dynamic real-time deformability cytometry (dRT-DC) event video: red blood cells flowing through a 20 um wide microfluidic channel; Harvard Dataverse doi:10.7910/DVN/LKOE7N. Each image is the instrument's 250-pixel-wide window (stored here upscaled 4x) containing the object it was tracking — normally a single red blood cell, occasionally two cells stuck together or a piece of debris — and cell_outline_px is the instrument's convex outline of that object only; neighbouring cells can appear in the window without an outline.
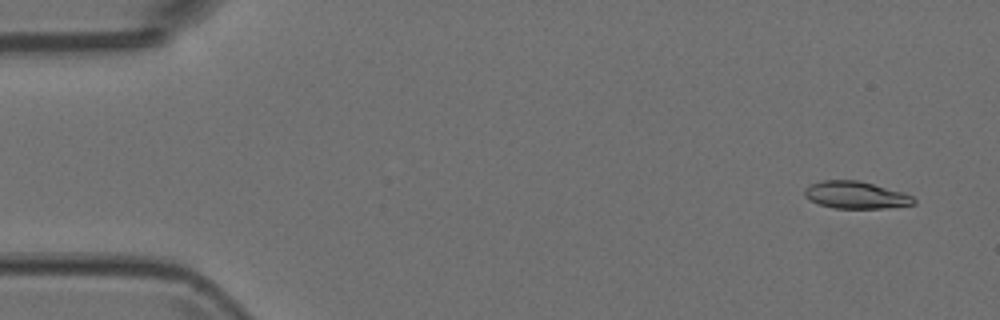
{"species": "Egyptian fruit bat (a non-hibernating species)", "species_latin": "Rousettus aegyptiacus", "temperature_condition": "room temperature", "stored_images_in_passage": 5, "camera_frame_rate_fps": 3000, "um_per_image_px": 0.085, "animal": {"sex": "female"}, "frame": {"image": 1, "passage_image": 1, "time_ms": 0.0, "image_size_px": [1000, 320], "cell_outline_px": [[916, 204], [884, 208], [836, 208], [820, 204], [804, 196], [804, 188], [812, 184], [824, 180], [856, 180], [904, 192], [912, 196], [916, 200]], "centroid_in_image_um": [72.77, 16.58], "position_along_channel_um": 12.2, "area_um2": 17.11}}
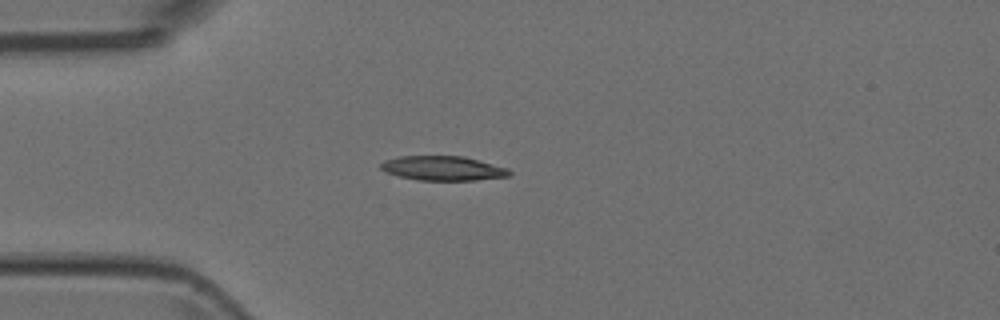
{"frame": {"image": 2, "passage_image": 4, "time_ms": 1.0, "image_size_px": [1000, 320], "cell_outline_px": [[512, 176], [476, 180], [420, 180], [400, 176], [388, 172], [380, 168], [380, 164], [384, 160], [400, 156], [464, 156], [480, 160], [508, 168], [512, 172]], "centroid_in_image_um": [37.71, 14.3], "position_along_channel_um": 47.3, "area_um2": 18.32}}